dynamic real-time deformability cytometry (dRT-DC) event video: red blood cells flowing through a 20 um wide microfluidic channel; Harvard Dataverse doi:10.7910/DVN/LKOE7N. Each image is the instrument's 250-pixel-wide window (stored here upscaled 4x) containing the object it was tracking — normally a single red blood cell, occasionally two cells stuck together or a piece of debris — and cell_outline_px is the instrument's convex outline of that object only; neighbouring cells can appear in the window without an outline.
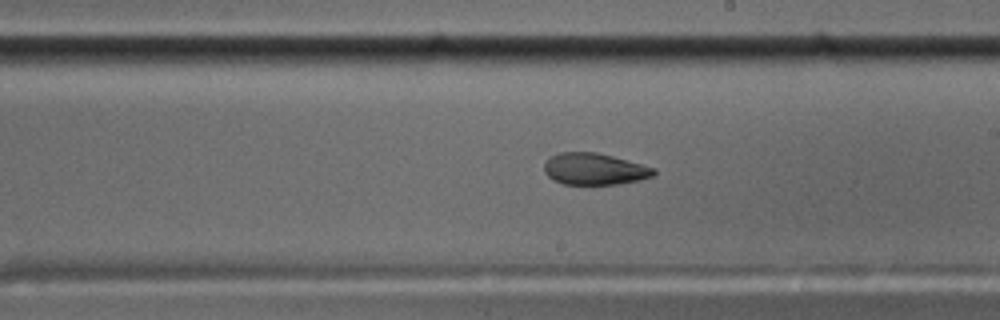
{"species": "common noctule bat (a hibernating species)", "species_latin": "Nyctalus noctula", "temperature_condition": "cold", "stored_images_in_passage": 59, "camera_frame_rate_fps": 3000, "um_per_image_px": 0.085, "animal": {"sex": "male", "body_mass_g": 17.5, "forearm_length_mm": 52.3}, "frame": {"image": 1, "passage_image": 34, "time_ms": 11.0, "image_size_px": [1000, 320], "cell_outline_px": [[656, 172], [652, 176], [640, 180], [616, 184], [564, 184], [552, 180], [544, 172], [544, 164], [552, 156], [560, 152], [596, 152], [612, 156], [656, 168]], "centroid_in_image_um": [50.52, 14.37], "position_along_channel_um": 238.5, "area_um2": 20.11}}
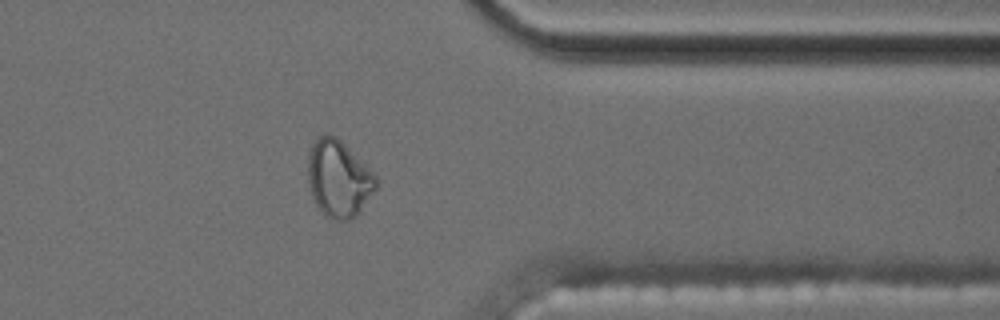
{"frame": {"image": 2, "passage_image": 47, "time_ms": 15.333, "image_size_px": [1000, 320], "cell_outline_px": [[376, 188], [356, 216], [348, 220], [332, 220], [324, 216], [320, 212], [312, 196], [308, 184], [308, 156], [312, 144], [324, 132], [336, 136], [376, 176]], "centroid_in_image_um": [28.74, 15.21], "position_along_channel_um": 382.7, "area_um2": 30.29}}
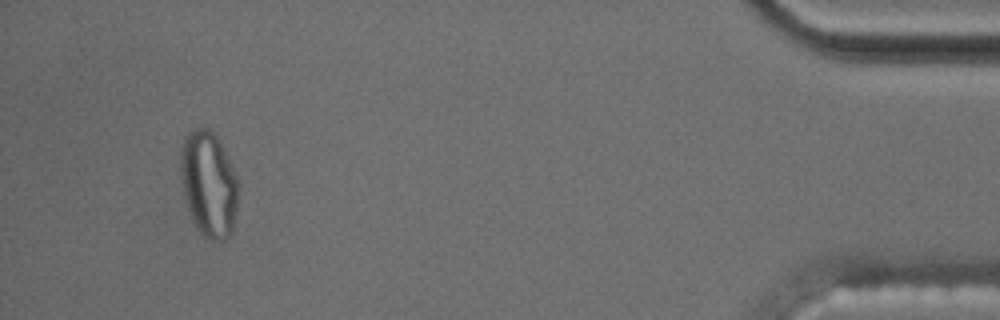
{"frame": {"image": 3, "passage_image": 55, "time_ms": 18.0, "image_size_px": [1000, 320], "cell_outline_px": [[240, 188], [232, 232], [224, 240], [212, 240], [204, 236], [196, 228], [192, 220], [188, 208], [184, 192], [180, 168], [180, 148], [184, 136], [188, 132], [200, 124], [208, 128], [216, 136], [224, 148], [240, 184]], "centroid_in_image_um": [17.75, 15.6], "position_along_channel_um": 417.5, "area_um2": 36.01}}